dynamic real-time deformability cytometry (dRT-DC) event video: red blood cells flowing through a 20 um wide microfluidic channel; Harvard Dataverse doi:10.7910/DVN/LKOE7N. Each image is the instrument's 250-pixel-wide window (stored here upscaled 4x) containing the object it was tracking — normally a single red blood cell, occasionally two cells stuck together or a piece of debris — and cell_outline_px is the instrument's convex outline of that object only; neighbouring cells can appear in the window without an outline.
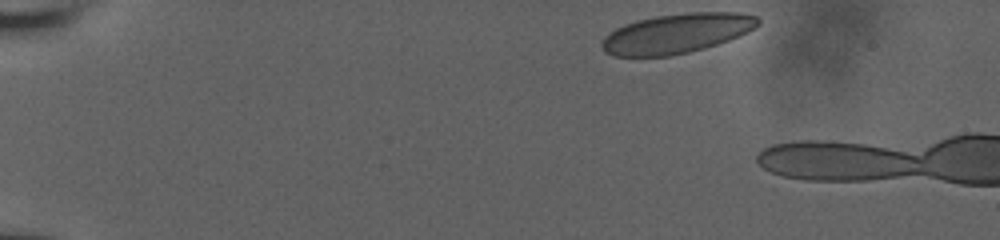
{"species": "human", "species_latin": "Homo sapiens", "temperature_condition": "room temperature", "stored_images_in_passage": 9, "camera_frame_rate_fps": 3000, "um_per_image_px": 0.085, "donor": {"sex": "male"}, "frame": {"image": 1, "passage_image": 1, "time_ms": 0.0, "image_size_px": [1000, 240], "cell_outline_px": [[760, 24], [728, 40], [704, 48], [688, 52], [668, 56], [612, 56], [604, 52], [600, 48], [600, 44], [604, 36], [616, 28], [624, 24], [636, 20], [656, 16], [688, 12], [740, 12], [756, 16], [760, 20]], "centroid_in_image_um": [57.45, 2.84], "position_along_channel_um": 27.6, "area_um2": 36.01}}